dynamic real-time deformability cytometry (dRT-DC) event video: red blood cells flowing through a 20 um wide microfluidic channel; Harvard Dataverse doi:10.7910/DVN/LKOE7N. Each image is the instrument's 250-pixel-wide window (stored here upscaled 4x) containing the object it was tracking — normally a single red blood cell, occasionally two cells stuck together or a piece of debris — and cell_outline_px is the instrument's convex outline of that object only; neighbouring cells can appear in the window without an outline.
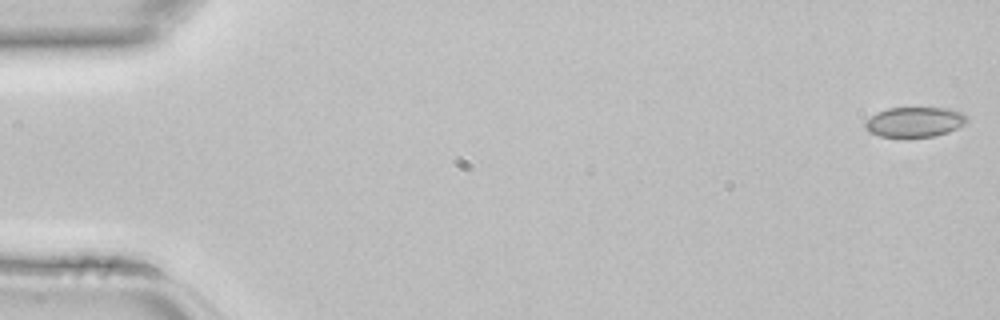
{"species": "common noctule bat (a hibernating species)", "species_latin": "Nyctalus noctula", "temperature_condition": "room temperature", "stored_images_in_passage": 45, "camera_frame_rate_fps": 3000, "um_per_image_px": 0.085, "animal": {"sex": "female", "body_mass_g": 22.7, "forearm_length_mm": 54.2}, "frame": {"image": 1, "passage_image": 1, "time_ms": 0.0, "image_size_px": [1000, 320], "cell_outline_px": [[968, 120], [964, 124], [948, 132], [936, 136], [880, 136], [868, 132], [864, 128], [864, 120], [876, 112], [888, 108], [948, 108], [964, 112]], "centroid_in_image_um": [77.72, 10.35], "position_along_channel_um": 7.3, "area_um2": 17.86}}
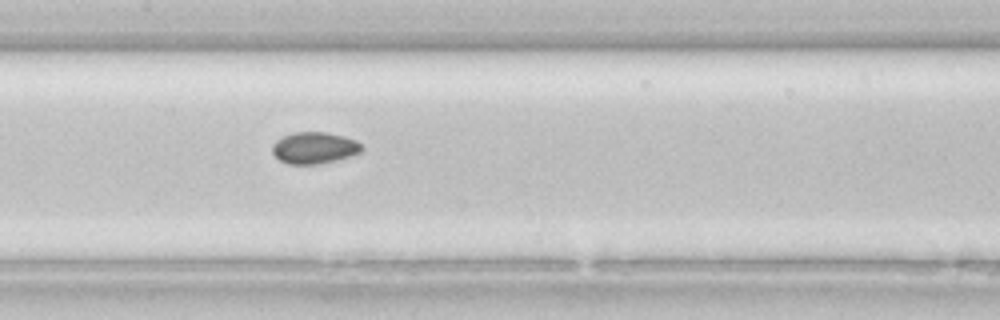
{"frame": {"image": 2, "passage_image": 22, "time_ms": 7.0, "image_size_px": [1000, 320], "cell_outline_px": [[364, 148], [360, 152], [352, 156], [320, 164], [288, 164], [280, 160], [272, 152], [272, 144], [276, 140], [292, 132], [324, 132], [344, 136], [356, 140]], "centroid_in_image_um": [26.72, 12.57], "position_along_channel_um": 180.7, "area_um2": 16.53}}
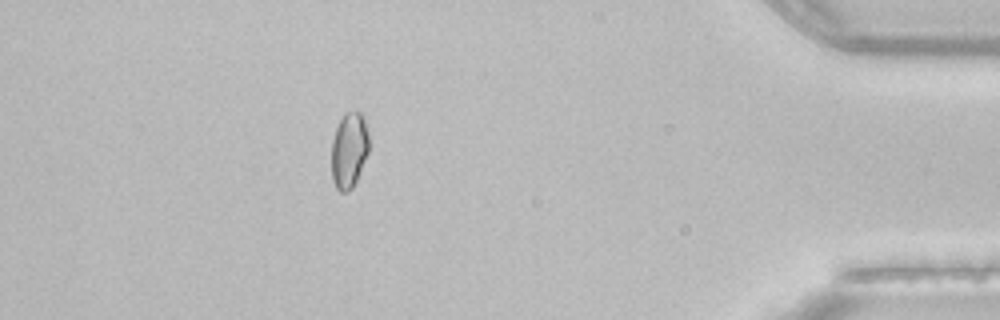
{"frame": {"image": 3, "passage_image": 40, "time_ms": 13.0, "image_size_px": [1000, 320], "cell_outline_px": [[368, 152], [356, 180], [352, 188], [348, 192], [340, 192], [336, 188], [332, 180], [332, 140], [336, 128], [344, 112], [360, 112], [364, 116], [368, 136]], "centroid_in_image_um": [29.66, 12.77], "position_along_channel_um": 405.5, "area_um2": 16.42}}